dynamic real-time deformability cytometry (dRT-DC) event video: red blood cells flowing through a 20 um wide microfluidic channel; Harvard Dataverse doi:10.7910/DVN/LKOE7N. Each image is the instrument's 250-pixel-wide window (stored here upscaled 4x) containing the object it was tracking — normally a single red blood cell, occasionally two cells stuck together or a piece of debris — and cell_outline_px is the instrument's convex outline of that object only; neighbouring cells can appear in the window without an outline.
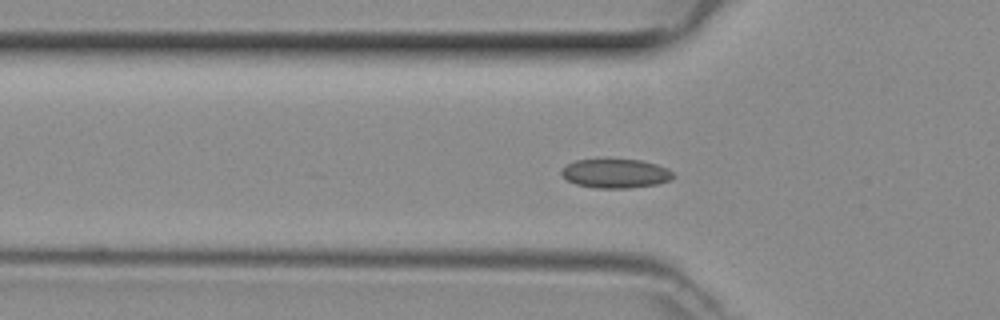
{"species": "common noctule bat (a hibernating species)", "species_latin": "Nyctalus noctula", "temperature_condition": "room temperature", "stored_images_in_passage": 44, "camera_frame_rate_fps": 3000, "um_per_image_px": 0.085, "animal": {"sex": "female", "body_mass_g": 29.2, "forearm_length_mm": 56.3}, "frame": {"image": 1, "passage_image": 10, "time_ms": 3.0, "image_size_px": [1000, 320], "cell_outline_px": [[676, 176], [668, 180], [656, 184], [628, 188], [596, 188], [576, 184], [568, 180], [560, 172], [560, 168], [576, 160], [640, 160], [656, 164], [668, 168]], "centroid_in_image_um": [52.32, 14.75], "position_along_channel_um": 73.5, "area_um2": 18.73}}
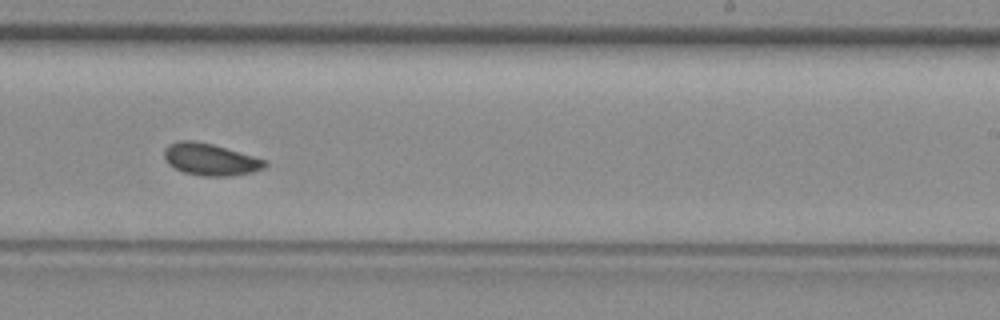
{"frame": {"image": 2, "passage_image": 24, "time_ms": 7.667, "image_size_px": [1000, 320], "cell_outline_px": [[268, 164], [264, 168], [252, 172], [228, 176], [200, 176], [184, 172], [168, 164], [164, 156], [164, 148], [168, 144], [180, 140], [192, 140], [212, 144], [252, 156], [264, 160]], "centroid_in_image_um": [17.83, 13.55], "position_along_channel_um": 271.2, "area_um2": 18.55}}
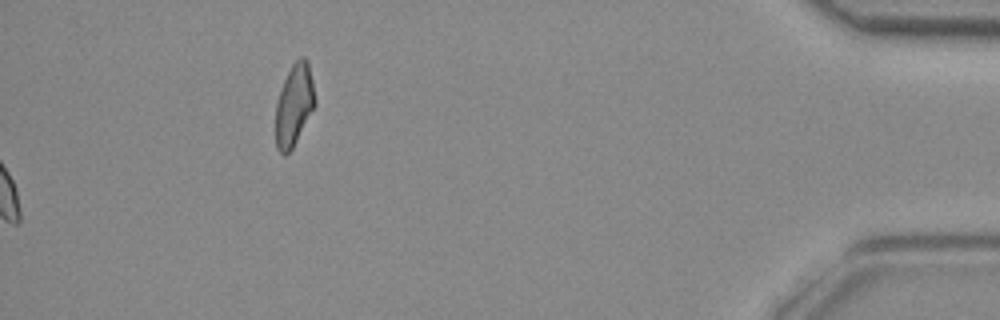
{"frame": {"image": 3, "passage_image": 44, "time_ms": 14.333, "image_size_px": [1000, 320], "cell_outline_px": [[316, 104], [292, 148], [284, 156], [276, 148], [276, 104], [280, 88], [292, 64], [300, 56], [304, 56], [308, 60], [316, 100]], "centroid_in_image_um": [25.0, 8.89], "position_along_channel_um": 410.2, "area_um2": 18.67}}